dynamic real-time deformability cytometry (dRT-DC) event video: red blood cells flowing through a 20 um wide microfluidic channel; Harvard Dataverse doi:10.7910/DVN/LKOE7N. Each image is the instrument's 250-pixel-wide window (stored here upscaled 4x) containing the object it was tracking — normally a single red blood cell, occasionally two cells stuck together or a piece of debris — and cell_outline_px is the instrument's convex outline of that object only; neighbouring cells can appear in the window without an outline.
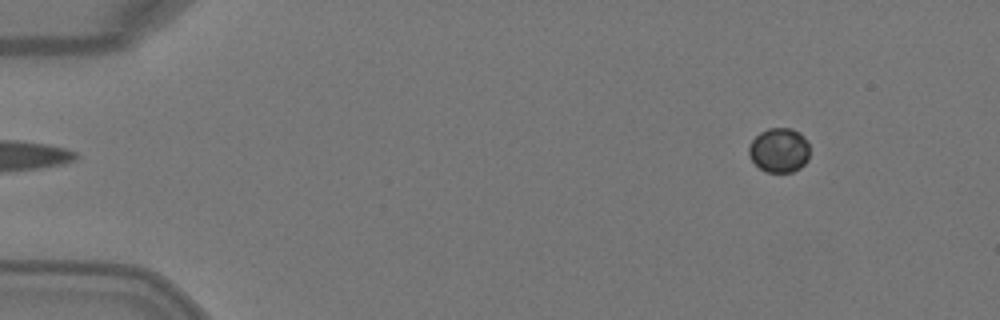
{"species": "Egyptian fruit bat (a non-hibernating species)", "species_latin": "Rousettus aegyptiacus", "temperature_condition": "warm", "stored_images_in_passage": 13, "camera_frame_rate_fps": 3000, "um_per_image_px": 0.085, "animal": {"sex": "female"}, "frame": {"image": 1, "passage_image": 1, "time_ms": 0.0, "image_size_px": [1000, 320], "cell_outline_px": [[808, 160], [800, 168], [792, 172], [768, 172], [760, 168], [748, 156], [748, 148], [752, 140], [760, 132], [768, 128], [792, 128], [800, 132], [808, 140]], "centroid_in_image_um": [66.24, 12.75], "position_along_channel_um": 18.8, "area_um2": 15.9}}